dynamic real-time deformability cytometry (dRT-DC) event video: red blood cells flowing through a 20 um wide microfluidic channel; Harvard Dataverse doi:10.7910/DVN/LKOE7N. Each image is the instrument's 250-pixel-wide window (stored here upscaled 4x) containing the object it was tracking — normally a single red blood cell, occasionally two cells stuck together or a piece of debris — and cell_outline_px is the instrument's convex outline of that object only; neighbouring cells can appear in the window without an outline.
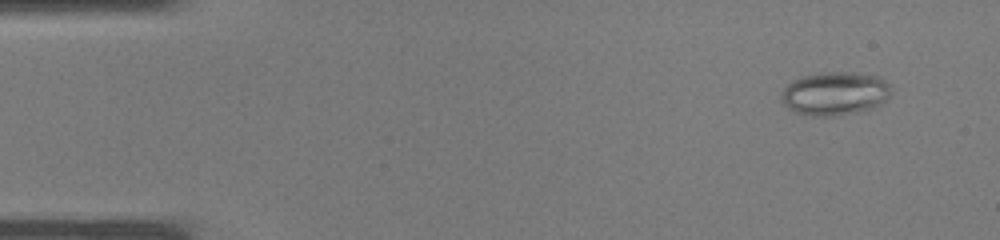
{"species": "common noctule bat (a hibernating species)", "species_latin": "Nyctalus noctula", "temperature_condition": "warm", "stored_images_in_passage": 12, "camera_frame_rate_fps": 3000, "um_per_image_px": 0.085, "animal": {"sex": "male", "body_mass_g": 19.0, "forearm_length_mm": 50.8}, "frame": {"image": 1, "passage_image": 3, "time_ms": 0.667, "image_size_px": [1000, 240], "cell_outline_px": [[888, 96], [884, 100], [872, 108], [856, 112], [836, 116], [812, 116], [796, 112], [788, 108], [780, 100], [780, 96], [784, 88], [792, 80], [804, 76], [824, 72], [852, 72], [880, 76], [888, 84]], "centroid_in_image_um": [70.91, 7.95], "position_along_channel_um": 14.1, "area_um2": 27.57}}